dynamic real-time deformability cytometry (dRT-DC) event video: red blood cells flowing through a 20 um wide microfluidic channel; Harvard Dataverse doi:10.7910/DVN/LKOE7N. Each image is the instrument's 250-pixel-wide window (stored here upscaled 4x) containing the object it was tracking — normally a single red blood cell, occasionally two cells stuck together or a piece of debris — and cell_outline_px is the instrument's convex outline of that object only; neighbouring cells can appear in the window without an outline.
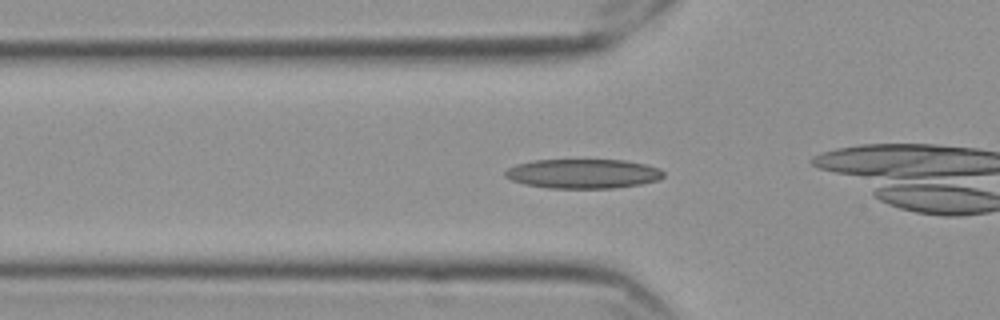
{"species": "Egyptian fruit bat (a non-hibernating species)", "species_latin": "Rousettus aegyptiacus", "temperature_condition": "cold", "stored_images_in_passage": 46, "camera_frame_rate_fps": 3000, "um_per_image_px": 0.085, "frame": {"image": 1, "passage_image": 7, "time_ms": 2.0, "image_size_px": [1000, 320], "cell_outline_px": [[664, 176], [660, 180], [640, 184], [612, 188], [548, 188], [524, 184], [512, 180], [504, 176], [504, 172], [508, 168], [516, 164], [532, 160], [624, 160], [644, 164], [660, 168], [664, 172]], "centroid_in_image_um": [49.56, 14.76], "position_along_channel_um": 76.2, "area_um2": 27.22}}
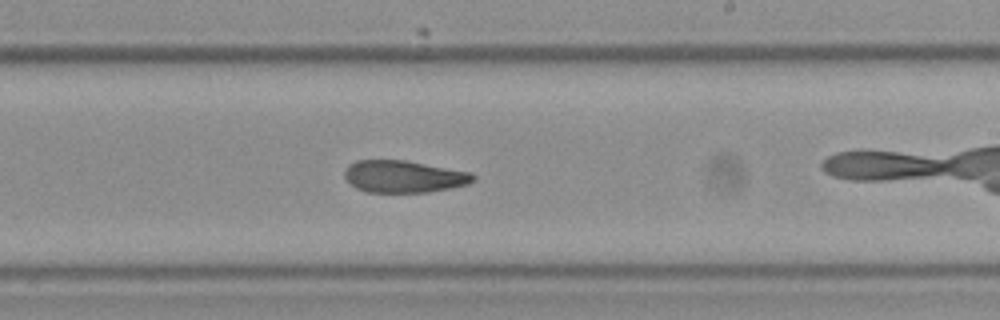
{"frame": {"image": 2, "passage_image": 22, "time_ms": 7.0, "image_size_px": [1000, 320], "cell_outline_px": [[476, 180], [468, 184], [452, 188], [428, 192], [368, 192], [356, 188], [344, 176], [344, 172], [348, 164], [356, 160], [404, 160], [472, 172], [476, 176]], "centroid_in_image_um": [34.35, 15.0], "position_along_channel_um": 254.6, "area_um2": 24.16}}
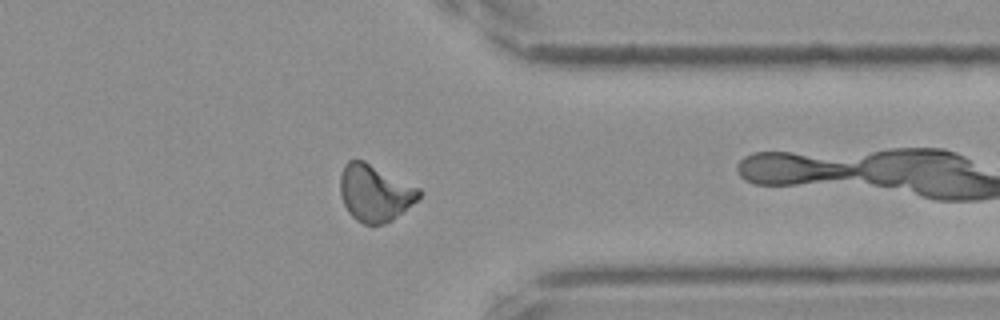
{"frame": {"image": 3, "passage_image": 33, "time_ms": 10.667, "image_size_px": [1000, 320], "cell_outline_px": [[420, 196], [416, 200], [392, 220], [384, 224], [372, 228], [356, 220], [348, 212], [340, 196], [340, 176], [344, 164], [348, 160], [364, 160], [420, 188]], "centroid_in_image_um": [31.83, 16.42], "position_along_channel_um": 379.6, "area_um2": 26.24}, "authors_computed_cell_mechanics": {"area_um2": 24.7384, "velocity_mm_per_s": 3.5481, "shape_relaxation_time_tau1_ms": null, "shape_relaxation_time_tau2_ms": 8.3134, "deformation_change_tau1": null, "deformation_change_tau2": 0.1604}}